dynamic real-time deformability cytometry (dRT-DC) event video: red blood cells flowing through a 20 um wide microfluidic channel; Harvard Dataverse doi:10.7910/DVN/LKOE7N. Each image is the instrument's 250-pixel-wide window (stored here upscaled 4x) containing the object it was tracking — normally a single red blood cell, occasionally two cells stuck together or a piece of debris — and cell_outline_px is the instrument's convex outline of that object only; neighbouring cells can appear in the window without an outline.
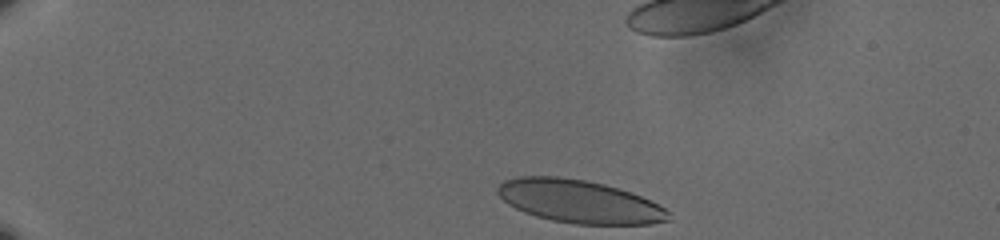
{"species": "human", "species_latin": "Homo sapiens", "temperature_condition": "cold", "stored_images_in_passage": 40, "camera_frame_rate_fps": 3000, "um_per_image_px": 0.085, "donor": {"sex": "male"}, "frame": {"image": 1, "passage_image": 1, "time_ms": 0.0, "image_size_px": [1000, 240], "cell_outline_px": [[672, 220], [652, 224], [576, 224], [552, 220], [536, 216], [524, 212], [508, 204], [496, 192], [496, 188], [504, 180], [516, 176], [556, 176], [584, 180], [604, 184], [632, 192], [664, 208], [668, 212]], "centroid_in_image_um": [49.22, 17.12], "position_along_channel_um": 35.8, "area_um2": 42.71}}
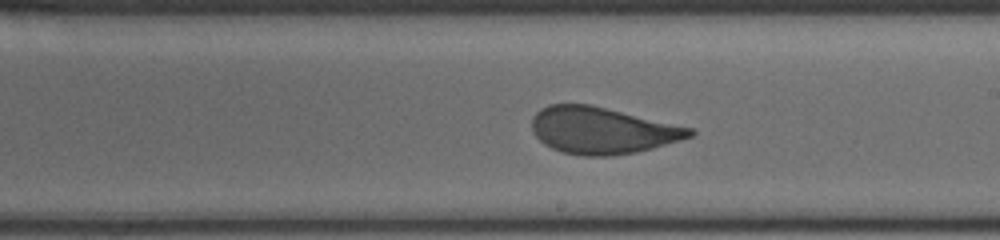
{"frame": {"image": 2, "passage_image": 25, "time_ms": 8.0, "image_size_px": [1000, 240], "cell_outline_px": [[696, 132], [692, 136], [652, 148], [636, 152], [612, 156], [584, 156], [560, 152], [544, 144], [536, 136], [532, 128], [532, 116], [540, 108], [548, 104], [592, 104], [692, 128]], "centroid_in_image_um": [51.15, 11.08], "position_along_channel_um": 237.9, "area_um2": 43.0}}
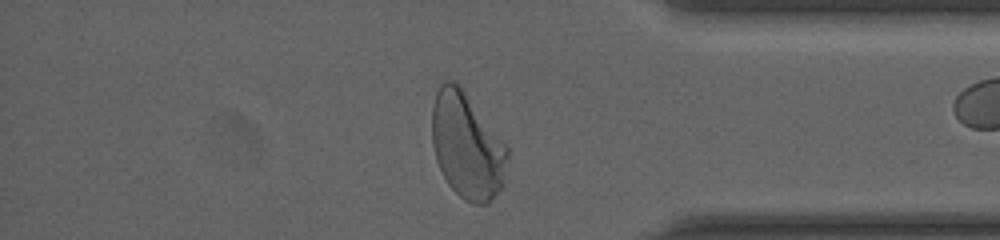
{"frame": {"image": 3, "passage_image": 39, "time_ms": 12.667, "image_size_px": [1000, 240], "cell_outline_px": [[508, 156], [504, 180], [500, 188], [488, 204], [472, 204], [464, 200], [448, 184], [436, 160], [432, 144], [432, 104], [436, 92], [440, 84], [444, 80], [452, 80], [460, 88], [508, 148]], "centroid_in_image_um": [39.66, 12.43], "position_along_channel_um": 395.5, "area_um2": 45.78}}